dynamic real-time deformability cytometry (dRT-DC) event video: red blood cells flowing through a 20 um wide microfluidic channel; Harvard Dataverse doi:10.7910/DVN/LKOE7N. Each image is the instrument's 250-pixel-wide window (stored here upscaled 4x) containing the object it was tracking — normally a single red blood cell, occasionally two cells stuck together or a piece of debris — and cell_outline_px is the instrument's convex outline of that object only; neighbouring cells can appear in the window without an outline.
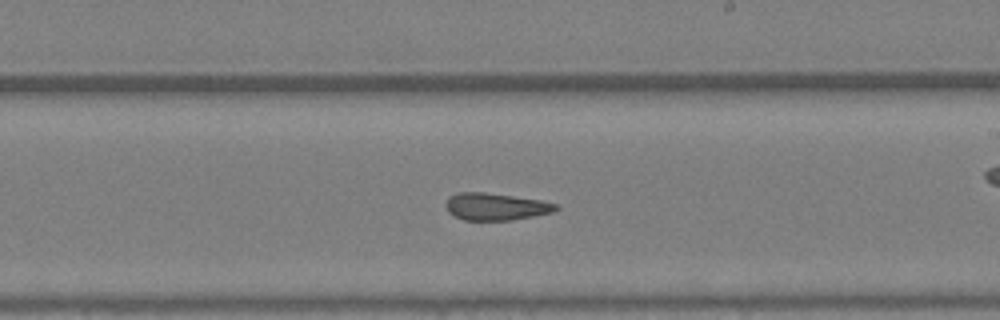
{"species": "Egyptian fruit bat (a non-hibernating species)", "species_latin": "Rousettus aegyptiacus", "temperature_condition": "warm", "stored_images_in_passage": 31, "camera_frame_rate_fps": 3000, "um_per_image_px": 0.085, "animal": {"sex": "female"}, "frame": {"image": 1, "passage_image": 14, "time_ms": 4.333, "image_size_px": [1000, 320], "cell_outline_px": [[560, 208], [552, 212], [512, 220], [464, 220], [448, 212], [448, 196], [460, 192], [484, 192], [540, 200], [560, 204]], "centroid_in_image_um": [42.18, 17.56], "position_along_channel_um": 246.8, "area_um2": 17.22}}